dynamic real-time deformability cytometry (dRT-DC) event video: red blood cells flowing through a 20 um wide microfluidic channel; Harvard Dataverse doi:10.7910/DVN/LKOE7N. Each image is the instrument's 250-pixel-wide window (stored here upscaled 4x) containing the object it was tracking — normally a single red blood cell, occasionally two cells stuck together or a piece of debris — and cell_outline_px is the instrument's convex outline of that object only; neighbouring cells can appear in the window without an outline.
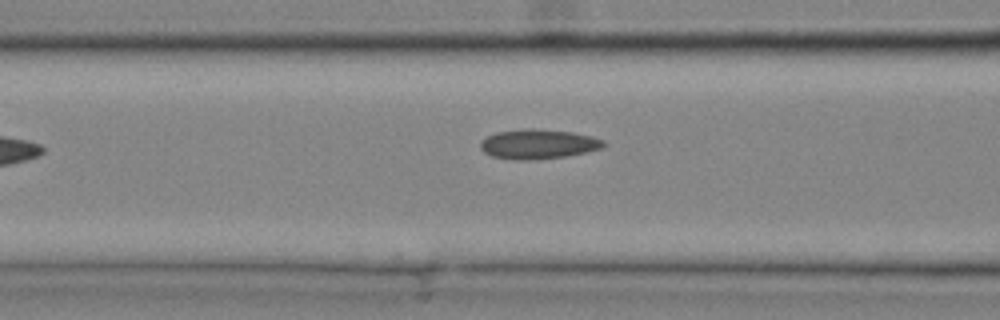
{"species": "common noctule bat (a hibernating species)", "species_latin": "Nyctalus noctula", "temperature_condition": "cold", "stored_images_in_passage": 13, "camera_frame_rate_fps": 3000, "um_per_image_px": 0.085, "animal": {"sex": "male", "body_mass_g": 20.4}, "frame": {"image": 1, "passage_image": 13, "time_ms": 4.0, "image_size_px": [1000, 320], "cell_outline_px": [[608, 144], [604, 148], [564, 156], [524, 160], [520, 160], [492, 156], [484, 152], [480, 148], [480, 140], [496, 132], [524, 128], [532, 128], [572, 132], [592, 136], [604, 140]], "centroid_in_image_um": [45.76, 12.23], "position_along_channel_um": 120.8, "area_um2": 21.21}}